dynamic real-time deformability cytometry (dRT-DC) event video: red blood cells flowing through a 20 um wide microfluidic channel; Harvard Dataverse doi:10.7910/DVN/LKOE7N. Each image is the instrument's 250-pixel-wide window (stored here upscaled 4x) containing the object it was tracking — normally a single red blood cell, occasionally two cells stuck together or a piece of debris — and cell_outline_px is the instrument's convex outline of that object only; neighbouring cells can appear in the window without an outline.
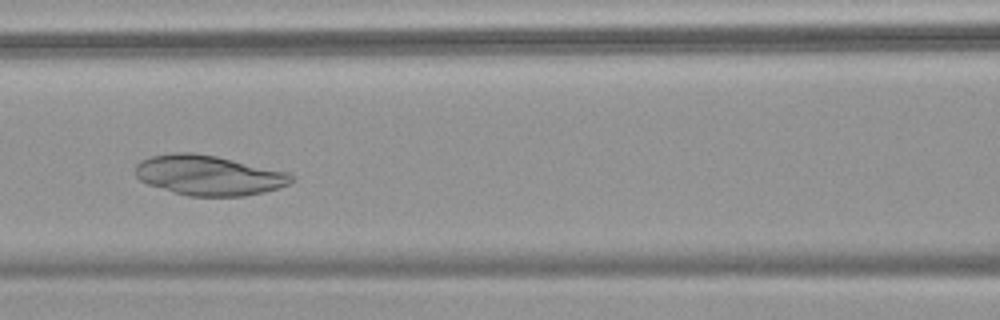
{"species": "common noctule bat (a hibernating species)", "species_latin": "Nyctalus noctula", "temperature_condition": "warm", "stored_images_in_passage": 39, "camera_frame_rate_fps": 3000, "um_per_image_px": 0.085, "animal": {"sex": "female", "body_mass_g": 18.4}, "frame": {"image": 1, "passage_image": 16, "time_ms": 5.0, "image_size_px": [1000, 320], "cell_outline_px": [[296, 180], [280, 188], [264, 192], [244, 196], [188, 196], [148, 184], [140, 180], [136, 176], [136, 164], [140, 160], [152, 156], [176, 152], [192, 152], [216, 156], [288, 172], [296, 176]], "centroid_in_image_um": [17.78, 14.9], "position_along_channel_um": 148.8, "area_um2": 36.41}}
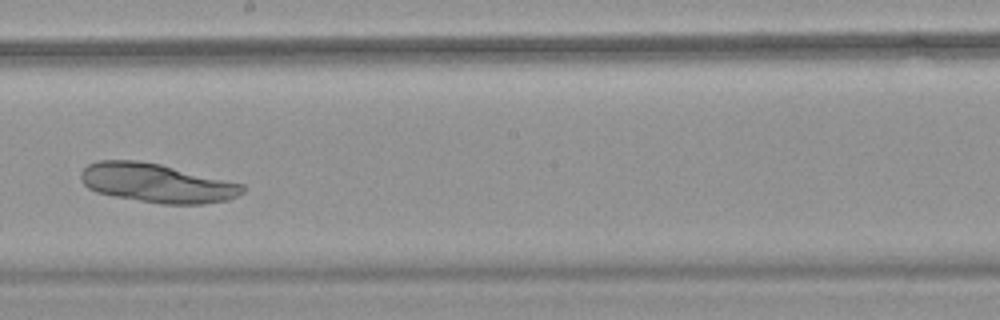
{"frame": {"image": 2, "passage_image": 23, "time_ms": 7.333, "image_size_px": [1000, 320], "cell_outline_px": [[248, 188], [244, 192], [228, 200], [204, 204], [164, 204], [112, 196], [96, 192], [88, 188], [80, 180], [80, 172], [88, 164], [100, 160], [136, 160], [160, 164], [244, 184]], "centroid_in_image_um": [13.33, 15.56], "position_along_channel_um": 234.9, "area_um2": 36.88}}
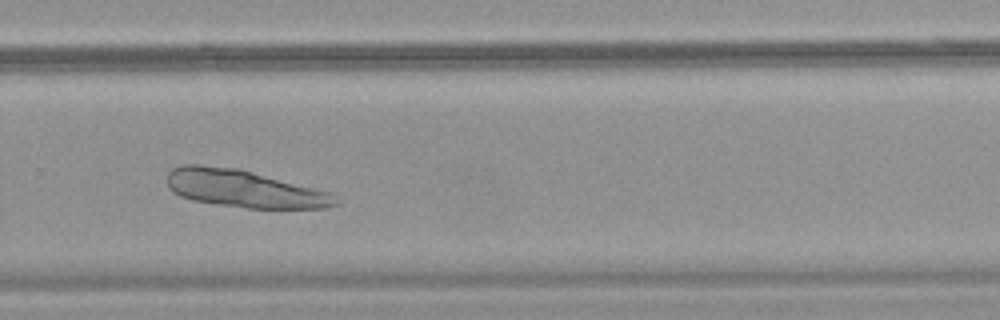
{"frame": {"image": 3, "passage_image": 29, "time_ms": 9.333, "image_size_px": [1000, 320], "cell_outline_px": [[340, 204], [328, 208], [248, 208], [192, 200], [180, 196], [172, 192], [168, 188], [168, 172], [172, 168], [184, 164], [200, 164], [240, 168], [332, 192]], "centroid_in_image_um": [20.77, 16.02], "position_along_channel_um": 309.0, "area_um2": 37.17}}